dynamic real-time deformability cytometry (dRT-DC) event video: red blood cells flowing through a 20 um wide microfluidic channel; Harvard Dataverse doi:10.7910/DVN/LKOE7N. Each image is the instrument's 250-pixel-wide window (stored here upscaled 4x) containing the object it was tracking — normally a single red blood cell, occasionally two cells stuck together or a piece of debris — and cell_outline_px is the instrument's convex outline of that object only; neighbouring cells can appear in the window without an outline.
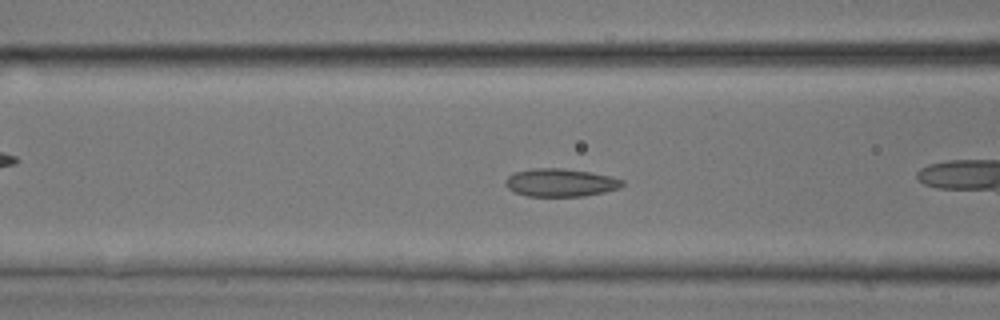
{"species": "common noctule bat (a hibernating species)", "species_latin": "Nyctalus noctula", "temperature_condition": "room temperature", "stored_images_in_passage": 26, "camera_frame_rate_fps": 3000, "um_per_image_px": 0.085, "animal": {"sex": "male", "body_mass_g": 17.9, "forearm_length_mm": 54.2}, "frame": {"image": 1, "passage_image": 7, "time_ms": 2.0, "image_size_px": [1000, 320], "cell_outline_px": [[624, 184], [620, 188], [604, 192], [584, 196], [528, 196], [516, 192], [508, 188], [504, 184], [504, 180], [508, 176], [516, 172], [532, 168], [564, 168], [612, 176], [624, 180]], "centroid_in_image_um": [47.65, 15.52], "position_along_channel_um": 118.9, "area_um2": 19.07}}